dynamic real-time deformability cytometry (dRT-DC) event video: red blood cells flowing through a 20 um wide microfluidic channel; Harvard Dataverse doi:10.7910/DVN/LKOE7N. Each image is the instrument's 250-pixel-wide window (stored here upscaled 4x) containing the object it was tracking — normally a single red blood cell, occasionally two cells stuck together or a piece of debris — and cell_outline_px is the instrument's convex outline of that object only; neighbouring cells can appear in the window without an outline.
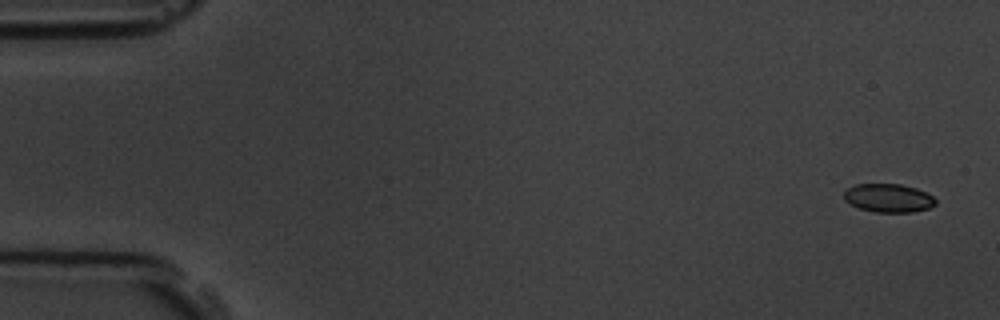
{"species": "common noctule bat (a hibernating species)", "species_latin": "Nyctalus noctula", "temperature_condition": "room temperature", "stored_images_in_passage": 9, "camera_frame_rate_fps": 3000, "um_per_image_px": 0.085, "animal": {"sex": "male", "body_mass_g": 19.5, "forearm_length_mm": 54.6}, "frame": {"image": 1, "passage_image": 1, "time_ms": 0.0, "image_size_px": [1000, 320], "cell_outline_px": [[936, 204], [928, 208], [912, 212], [876, 212], [860, 208], [844, 200], [844, 192], [848, 188], [856, 184], [900, 184], [916, 188], [932, 196], [936, 200]], "centroid_in_image_um": [75.52, 16.83], "position_along_channel_um": 9.5, "area_um2": 15.03}}
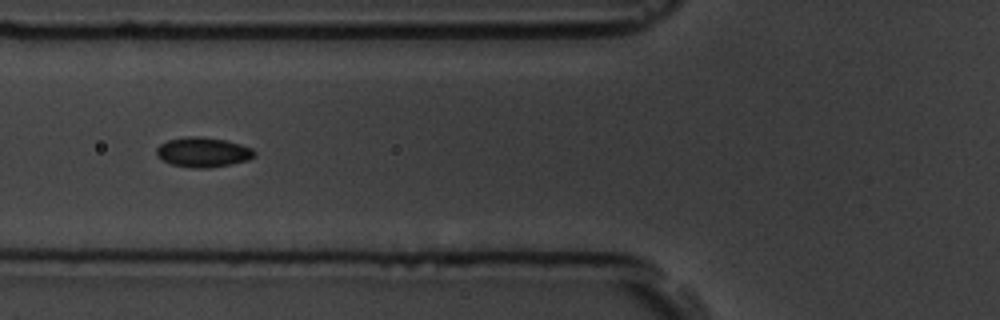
{"frame": {"image": 2, "passage_image": 6, "time_ms": 6.333, "image_size_px": [1000, 320], "cell_outline_px": [[256, 156], [248, 160], [208, 168], [192, 168], [172, 164], [156, 156], [156, 148], [160, 144], [168, 140], [188, 136], [200, 136], [224, 140], [240, 144], [252, 148], [256, 152]], "centroid_in_image_um": [17.25, 12.93], "position_along_channel_um": 108.5, "area_um2": 16.94}}
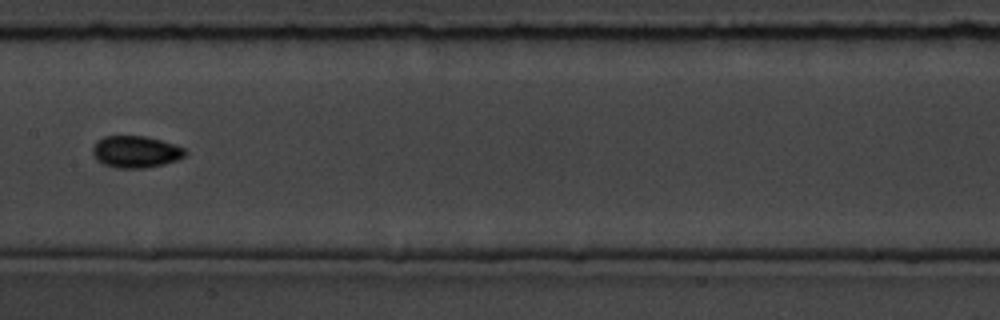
{"frame": {"image": 3, "passage_image": 8, "time_ms": 8.667, "image_size_px": [1000, 320], "cell_outline_px": [[188, 152], [184, 156], [176, 160], [164, 164], [144, 168], [116, 168], [104, 164], [96, 160], [92, 152], [92, 148], [96, 140], [104, 136], [144, 136], [160, 140], [184, 148]], "centroid_in_image_um": [11.5, 12.9], "position_along_channel_um": 195.9, "area_um2": 17.17}}